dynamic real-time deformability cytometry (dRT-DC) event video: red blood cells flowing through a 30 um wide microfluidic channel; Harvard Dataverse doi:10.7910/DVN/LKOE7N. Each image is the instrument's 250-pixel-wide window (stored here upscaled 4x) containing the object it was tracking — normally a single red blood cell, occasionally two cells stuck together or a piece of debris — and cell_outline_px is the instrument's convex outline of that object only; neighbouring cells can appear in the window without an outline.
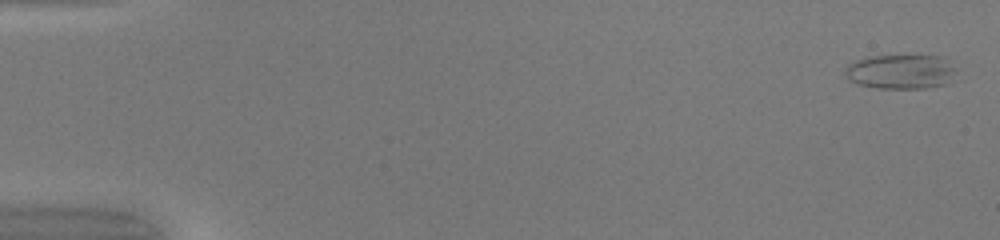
{"species": "common noctule bat (a hibernating species)", "species_latin": "Nyctalus noctula", "temperature_condition": "warm", "stored_images_in_passage": 41, "camera_frame_rate_fps": 3000, "um_per_image_px": 0.085, "animal": {"sex": "female", "body_mass_g": 20.0, "forearm_length_mm": 54.0}, "frame": {"image": 1, "passage_image": 1, "time_ms": 0.0, "image_size_px": [1000, 240], "cell_outline_px": [[956, 68], [952, 80], [948, 84], [928, 88], [876, 88], [856, 84], [848, 80], [844, 76], [844, 68], [848, 64], [856, 60], [868, 56], [948, 56]], "centroid_in_image_um": [76.58, 6.09], "position_along_channel_um": 8.4, "area_um2": 22.95}}
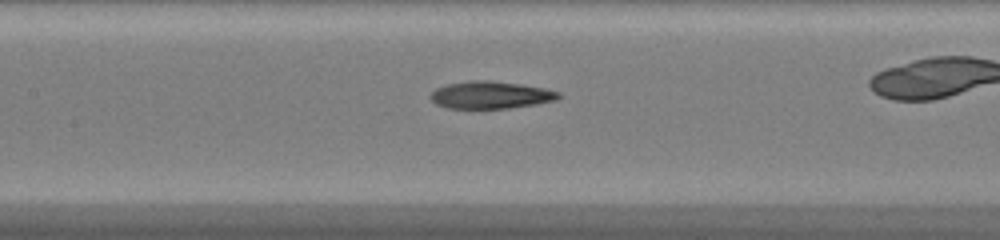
{"frame": {"image": 2, "passage_image": 24, "time_ms": 7.667, "image_size_px": [1000, 240], "cell_outline_px": [[560, 96], [556, 100], [536, 104], [508, 108], [444, 108], [436, 104], [428, 96], [436, 88], [448, 84], [468, 80], [488, 80], [520, 84], [544, 88], [560, 92]], "centroid_in_image_um": [41.67, 8.07], "position_along_channel_um": 165.7, "area_um2": 20.4}}
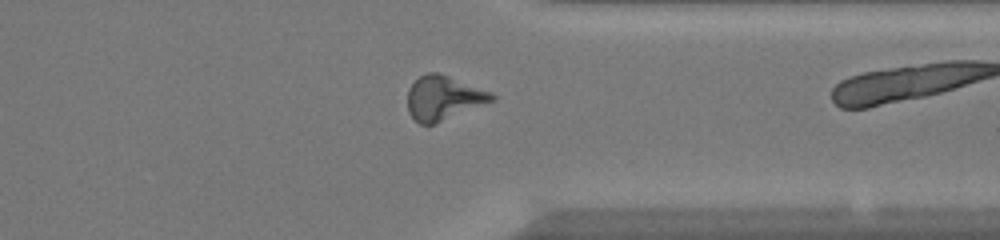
{"frame": {"image": 3, "passage_image": 39, "time_ms": 12.667, "image_size_px": [1000, 240], "cell_outline_px": [[496, 100], [436, 124], [420, 124], [408, 112], [408, 88], [420, 76], [428, 72], [436, 72], [448, 76], [492, 92], [496, 96]], "centroid_in_image_um": [37.72, 8.34], "position_along_channel_um": 373.7, "area_um2": 21.73}}